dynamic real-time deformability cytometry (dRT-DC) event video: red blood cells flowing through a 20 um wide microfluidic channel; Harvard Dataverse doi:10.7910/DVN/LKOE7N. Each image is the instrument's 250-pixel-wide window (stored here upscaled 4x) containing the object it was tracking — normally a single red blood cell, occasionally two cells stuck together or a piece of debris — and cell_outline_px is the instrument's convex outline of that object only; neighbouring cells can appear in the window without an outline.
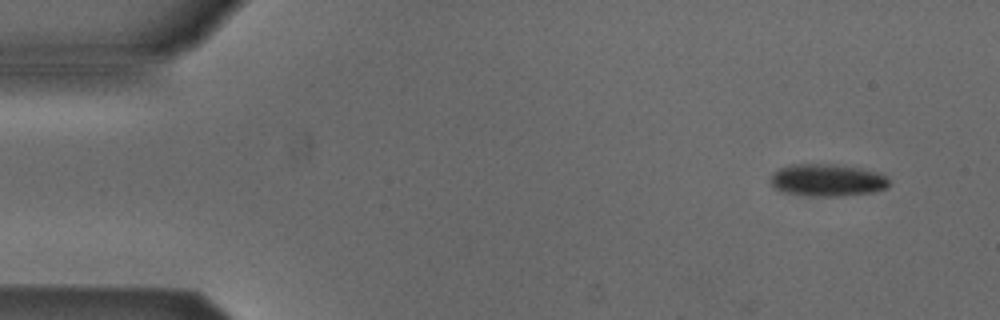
{"species": "Egyptian fruit bat (a non-hibernating species)", "species_latin": "Rousettus aegyptiacus", "temperature_condition": "cold", "stored_images_in_passage": 4, "camera_frame_rate_fps": 3000, "um_per_image_px": 0.085, "animal": {"sex": "male"}, "frame": {"image": 1, "passage_image": 1, "time_ms": 0.0, "image_size_px": [1000, 320], "cell_outline_px": [[888, 184], [884, 188], [872, 192], [836, 196], [824, 196], [784, 192], [776, 188], [772, 184], [772, 176], [780, 168], [788, 164], [832, 164], [864, 168], [880, 172], [888, 180]], "centroid_in_image_um": [70.35, 15.28], "position_along_channel_um": 14.7, "area_um2": 21.85}}